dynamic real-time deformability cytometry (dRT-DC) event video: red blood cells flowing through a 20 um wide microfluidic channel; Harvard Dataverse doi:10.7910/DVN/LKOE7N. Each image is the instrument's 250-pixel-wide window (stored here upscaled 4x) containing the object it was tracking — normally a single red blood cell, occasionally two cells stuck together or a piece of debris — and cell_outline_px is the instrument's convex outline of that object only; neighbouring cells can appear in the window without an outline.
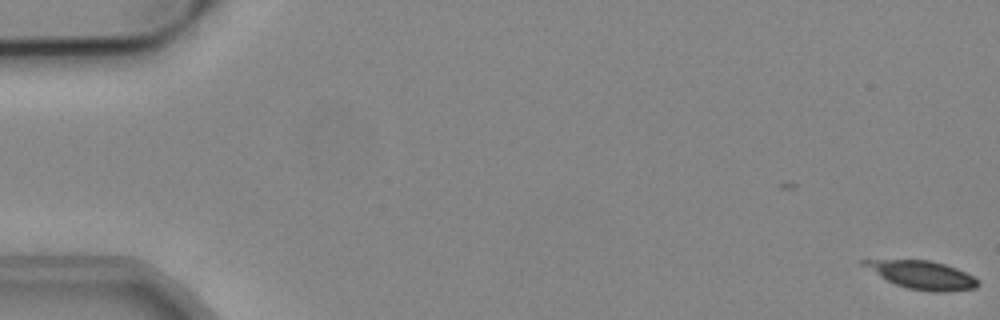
{"species": "common noctule bat (a hibernating species)", "species_latin": "Nyctalus noctula", "temperature_condition": "cold", "stored_images_in_passage": 55, "camera_frame_rate_fps": 3000, "um_per_image_px": 0.085, "animal": {"sex": "male", "body_mass_g": 19.2, "forearm_length_mm": 51.8}, "frame": {"image": 1, "passage_image": 1, "time_ms": 0.0, "image_size_px": [1000, 320], "cell_outline_px": [[980, 284], [976, 288], [948, 292], [932, 292], [908, 288], [896, 284], [880, 276], [860, 264], [860, 260], [928, 260], [944, 264], [956, 268], [980, 280]], "centroid_in_image_um": [78.42, 23.38], "position_along_channel_um": 6.6, "area_um2": 18.55}}
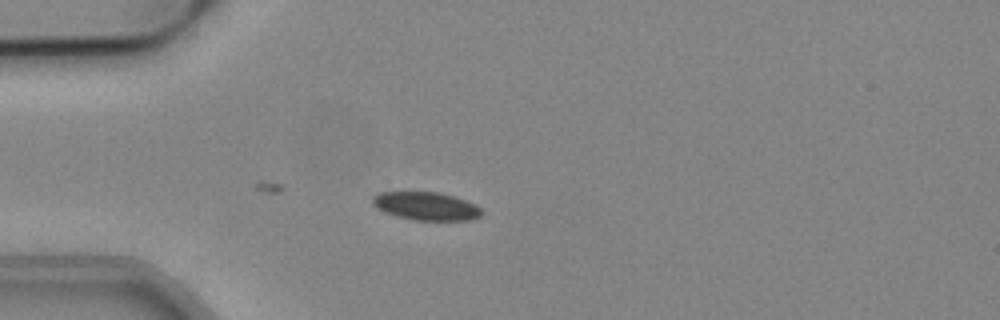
{"frame": {"image": 2, "passage_image": 16, "time_ms": 5.0, "image_size_px": [1000, 320], "cell_outline_px": [[484, 212], [480, 216], [472, 220], [412, 220], [388, 212], [372, 204], [372, 196], [376, 192], [440, 192], [476, 204]], "centroid_in_image_um": [36.25, 17.51], "position_along_channel_um": 48.7, "area_um2": 17.74}}
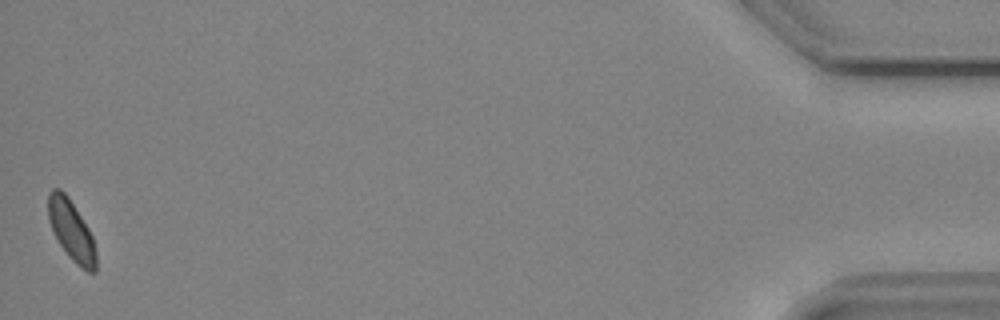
{"frame": {"image": 3, "passage_image": 55, "time_ms": 18.0, "image_size_px": [1000, 320], "cell_outline_px": [[96, 272], [88, 272], [76, 264], [68, 256], [60, 244], [48, 220], [48, 192], [52, 188], [60, 188], [68, 196], [88, 228], [92, 236], [96, 252]], "centroid_in_image_um": [6.06, 19.58], "position_along_channel_um": 429.1, "area_um2": 16.7}}